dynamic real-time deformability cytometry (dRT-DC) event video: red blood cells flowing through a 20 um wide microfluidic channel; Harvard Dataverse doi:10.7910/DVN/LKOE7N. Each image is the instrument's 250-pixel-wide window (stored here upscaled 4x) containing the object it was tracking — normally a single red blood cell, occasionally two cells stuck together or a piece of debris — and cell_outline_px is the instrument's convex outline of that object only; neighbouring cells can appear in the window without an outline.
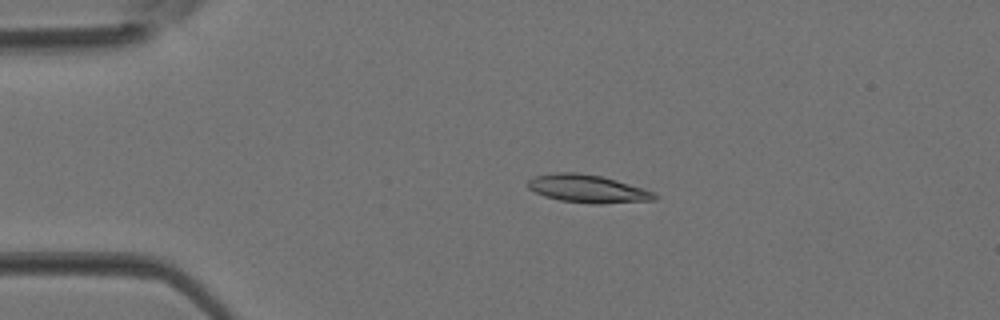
{"species": "Egyptian fruit bat (a non-hibernating species)", "species_latin": "Rousettus aegyptiacus", "temperature_condition": "room temperature", "stored_images_in_passage": 5, "camera_frame_rate_fps": 3000, "um_per_image_px": 0.085, "animal": {"sex": "female"}, "frame": {"image": 1, "passage_image": 3, "time_ms": 0.667, "image_size_px": [1000, 320], "cell_outline_px": [[660, 196], [656, 200], [600, 204], [588, 204], [560, 200], [544, 196], [528, 188], [524, 184], [528, 180], [536, 176], [552, 172], [576, 172], [600, 176], [616, 180], [644, 188], [656, 192]], "centroid_in_image_um": [49.97, 16.05], "position_along_channel_um": 35.0, "area_um2": 20.92}}
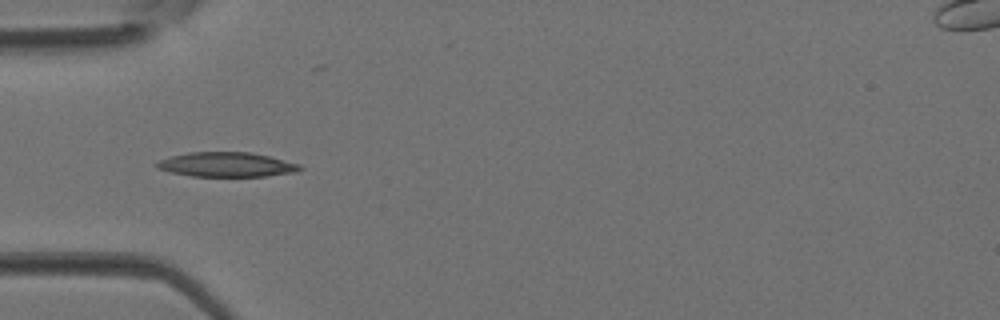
{"frame": {"image": 2, "passage_image": 4, "time_ms": 1.0, "image_size_px": [1000, 320], "cell_outline_px": [[304, 168], [296, 172], [264, 176], [192, 176], [168, 172], [156, 168], [156, 164], [160, 160], [172, 156], [188, 152], [252, 152], [300, 164]], "centroid_in_image_um": [19.26, 13.99], "position_along_channel_um": 65.7, "area_um2": 20.46}}
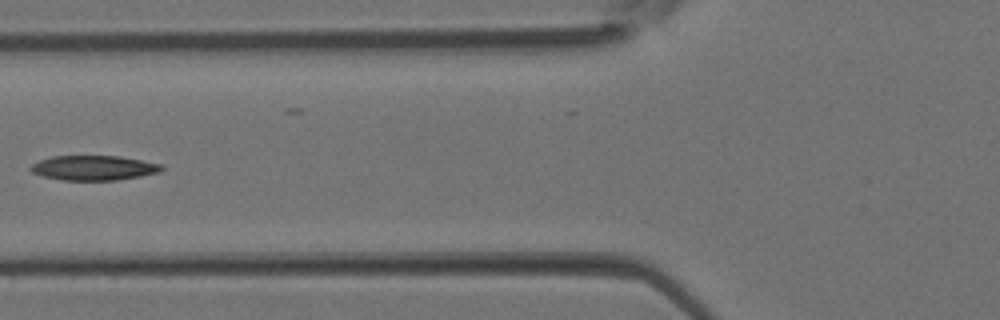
{"frame": {"image": 3, "passage_image": 5, "time_ms": 1.333, "image_size_px": [1000, 320], "cell_outline_px": [[164, 168], [160, 172], [140, 176], [116, 180], [60, 180], [44, 176], [32, 172], [28, 168], [32, 164], [40, 160], [52, 156], [120, 156], [164, 164]], "centroid_in_image_um": [7.99, 14.26], "position_along_channel_um": 117.8, "area_um2": 18.96}}